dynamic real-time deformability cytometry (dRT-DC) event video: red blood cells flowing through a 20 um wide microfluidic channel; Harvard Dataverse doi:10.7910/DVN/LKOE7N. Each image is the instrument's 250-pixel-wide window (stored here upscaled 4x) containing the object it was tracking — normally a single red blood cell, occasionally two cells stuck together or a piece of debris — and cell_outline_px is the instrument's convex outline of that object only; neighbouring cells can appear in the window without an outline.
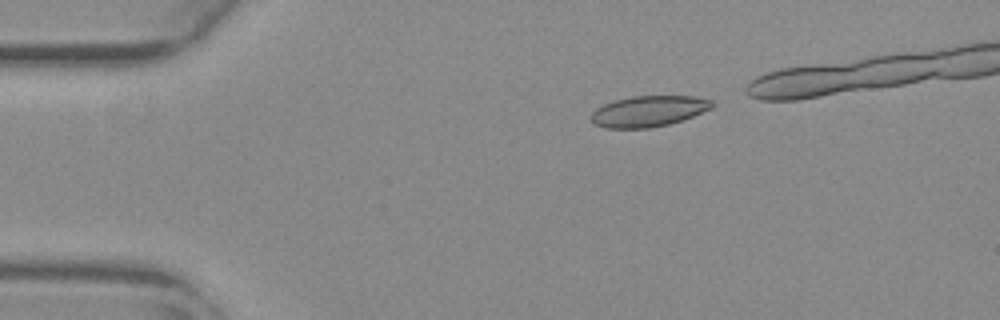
{"species": "common noctule bat (a hibernating species)", "species_latin": "Nyctalus noctula", "temperature_condition": "warm", "stored_images_in_passage": 14, "camera_frame_rate_fps": 3000, "um_per_image_px": 0.085, "animal": {"sex": "female", "body_mass_g": 29.2, "forearm_length_mm": 56.3}, "frame": {"image": 1, "passage_image": 3, "time_ms": 0.667, "image_size_px": [1000, 320], "cell_outline_px": [[716, 104], [712, 108], [684, 120], [668, 124], [648, 128], [604, 128], [596, 124], [592, 120], [592, 112], [596, 108], [604, 104], [616, 100], [632, 96], [696, 96], [712, 100]], "centroid_in_image_um": [55.18, 9.45], "position_along_channel_um": 29.8, "area_um2": 21.79}}
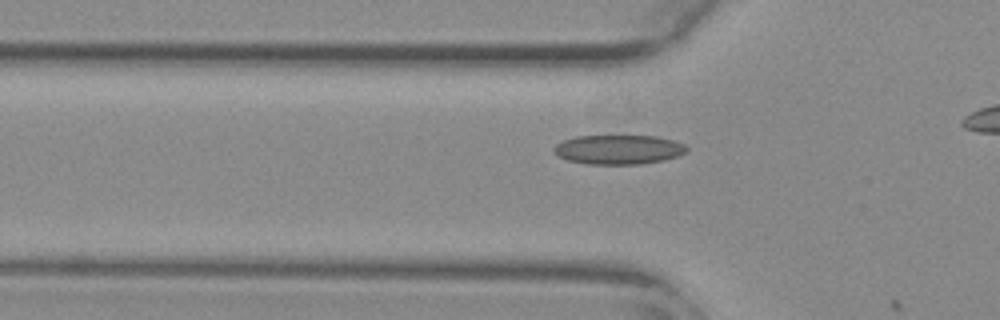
{"frame": {"image": 2, "passage_image": 11, "time_ms": 3.333, "image_size_px": [1000, 320], "cell_outline_px": [[688, 148], [684, 152], [676, 156], [664, 160], [640, 164], [588, 164], [568, 160], [556, 156], [552, 152], [552, 148], [556, 144], [564, 140], [576, 136], [656, 136], [672, 140], [684, 144]], "centroid_in_image_um": [52.52, 12.71], "position_along_channel_um": 73.3, "area_um2": 22.72}}